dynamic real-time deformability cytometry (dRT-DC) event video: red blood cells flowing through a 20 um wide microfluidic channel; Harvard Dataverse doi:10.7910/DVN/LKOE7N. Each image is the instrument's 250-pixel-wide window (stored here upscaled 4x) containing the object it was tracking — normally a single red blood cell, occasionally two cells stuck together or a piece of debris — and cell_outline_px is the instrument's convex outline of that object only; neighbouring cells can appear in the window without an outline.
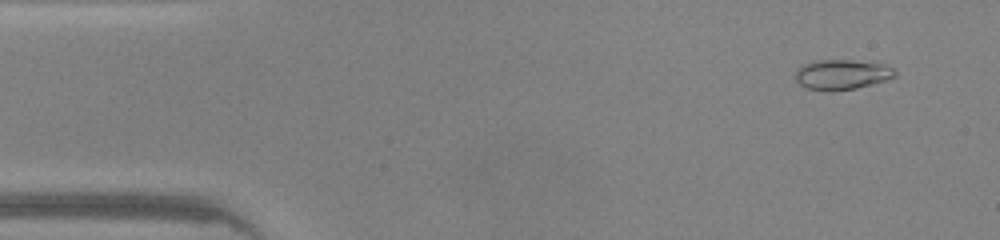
{"species": "common noctule bat (a hibernating species)", "species_latin": "Nyctalus noctula", "temperature_condition": "warm", "stored_images_in_passage": 46, "camera_frame_rate_fps": 3000, "um_per_image_px": 0.085, "animal": {"sex": "male", "body_mass_g": 20.0, "forearm_length_mm": 53.3}, "frame": {"image": 1, "passage_image": 3, "time_ms": 0.667, "image_size_px": [1000, 240], "cell_outline_px": [[896, 76], [888, 80], [856, 88], [832, 92], [828, 92], [804, 88], [796, 80], [796, 72], [804, 64], [816, 60], [852, 60], [884, 64], [892, 68], [896, 72]], "centroid_in_image_um": [71.57, 6.35], "position_along_channel_um": 13.4, "area_um2": 17.57}}
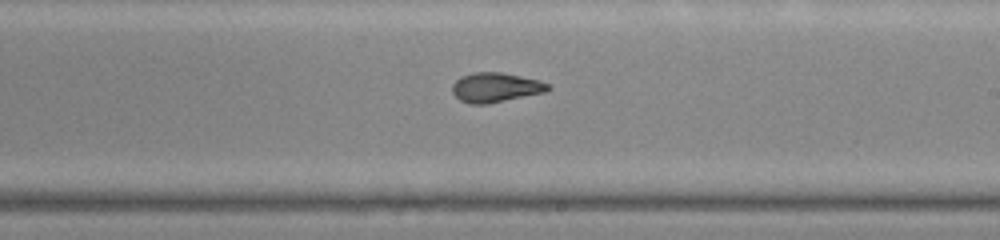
{"frame": {"image": 2, "passage_image": 26, "time_ms": 8.333, "image_size_px": [1000, 240], "cell_outline_px": [[552, 88], [544, 92], [488, 104], [468, 104], [460, 100], [452, 92], [452, 84], [460, 76], [472, 72], [500, 72], [520, 76], [536, 80], [548, 84]], "centroid_in_image_um": [42.07, 7.43], "position_along_channel_um": 246.9, "area_um2": 16.42}}
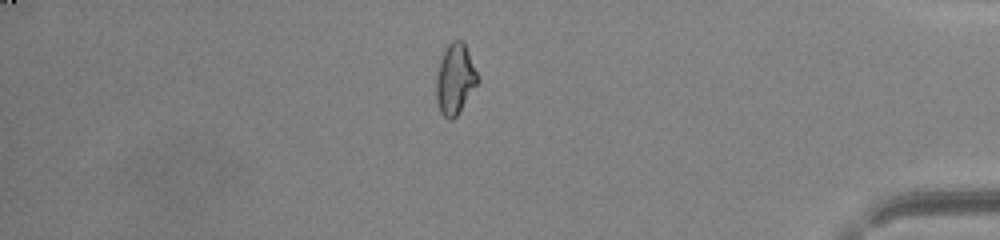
{"frame": {"image": 3, "passage_image": 39, "time_ms": 12.667, "image_size_px": [1000, 240], "cell_outline_px": [[480, 80], [456, 116], [452, 120], [448, 120], [440, 112], [436, 100], [436, 80], [440, 60], [448, 44], [452, 40], [460, 40], [464, 44], [480, 76]], "centroid_in_image_um": [38.69, 6.74], "position_along_channel_um": 396.5, "area_um2": 16.94}, "authors_computed_cell_mechanics": {"area_um2": 16.8487, "velocity_mm_per_s": 4.3467, "shape_relaxation_time_tau1_ms": null, "shape_relaxation_time_tau2_ms": 1.3283, "deformation_change_tau1": null, "deformation_change_tau2": 0.0706}}